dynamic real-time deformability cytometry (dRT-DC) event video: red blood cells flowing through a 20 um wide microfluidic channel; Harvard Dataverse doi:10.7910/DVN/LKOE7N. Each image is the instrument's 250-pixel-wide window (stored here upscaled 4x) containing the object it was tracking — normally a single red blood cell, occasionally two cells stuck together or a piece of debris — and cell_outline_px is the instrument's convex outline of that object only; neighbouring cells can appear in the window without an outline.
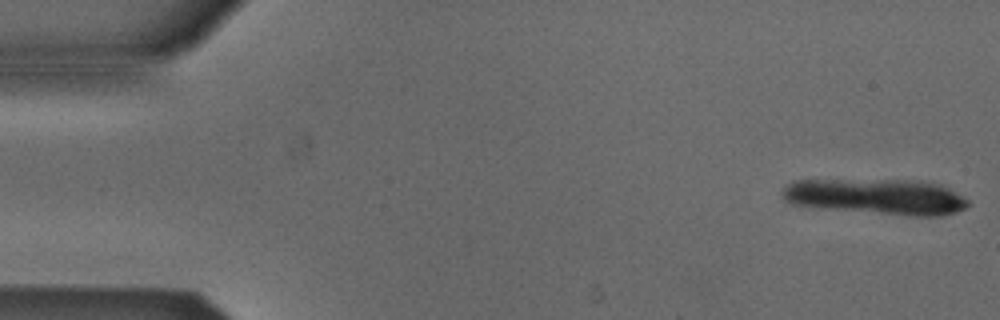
{"species": "Egyptian fruit bat (a non-hibernating species)", "species_latin": "Rousettus aegyptiacus", "temperature_condition": "cold", "stored_images_in_passage": 8, "camera_frame_rate_fps": 3000, "um_per_image_px": 0.085, "animal": {"sex": "male"}, "frame": {"image": 1, "passage_image": 1, "time_ms": 0.0, "image_size_px": [1000, 320], "cell_outline_px": [[972, 204], [956, 212], [944, 216], [908, 216], [820, 208], [792, 204], [784, 200], [780, 196], [780, 192], [788, 184], [796, 180], [924, 180], [940, 184], [964, 196]], "centroid_in_image_um": [74.53, 16.72], "position_along_channel_um": 10.5, "area_um2": 39.25}}